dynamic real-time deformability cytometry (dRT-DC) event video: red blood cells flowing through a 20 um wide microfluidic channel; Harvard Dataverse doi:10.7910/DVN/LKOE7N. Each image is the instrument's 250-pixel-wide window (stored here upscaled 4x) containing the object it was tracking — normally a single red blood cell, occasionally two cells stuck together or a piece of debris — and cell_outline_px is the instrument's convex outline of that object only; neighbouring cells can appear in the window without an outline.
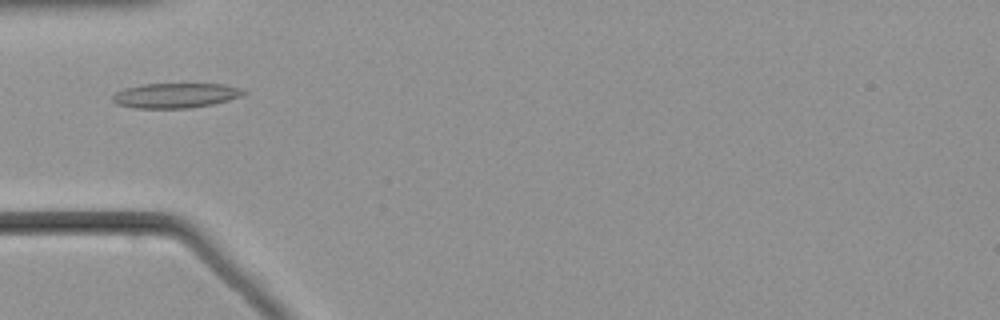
{"species": "common noctule bat (a hibernating species)", "species_latin": "Nyctalus noctula", "temperature_condition": "warm", "stored_images_in_passage": 37, "camera_frame_rate_fps": 3000, "um_per_image_px": 0.085, "animal": {"sex": "male", "body_mass_g": 21.5, "forearm_length_mm": 52.0}, "frame": {"image": 1, "passage_image": 1, "time_ms": 0.0, "image_size_px": [1000, 320], "cell_outline_px": [[248, 92], [240, 96], [228, 100], [212, 104], [188, 108], [132, 108], [116, 104], [112, 100], [112, 96], [116, 92], [124, 88], [140, 84], [224, 84], [240, 88]], "centroid_in_image_um": [14.88, 8.11], "position_along_channel_um": 70.1, "area_um2": 19.02}}
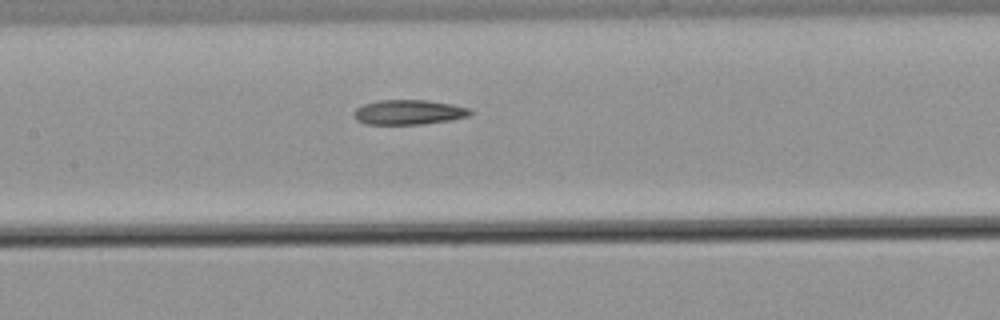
{"frame": {"image": 2, "passage_image": 9, "time_ms": 2.667, "image_size_px": [1000, 320], "cell_outline_px": [[472, 112], [468, 116], [448, 120], [420, 124], [364, 124], [356, 120], [352, 112], [356, 108], [364, 104], [376, 100], [424, 100], [452, 104], [468, 108]], "centroid_in_image_um": [34.67, 9.53], "position_along_channel_um": 172.7, "area_um2": 16.7}}
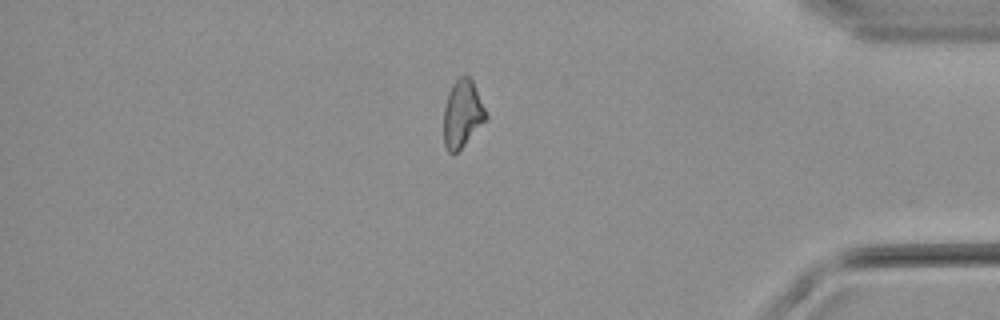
{"frame": {"image": 3, "passage_image": 29, "time_ms": 9.333, "image_size_px": [1000, 320], "cell_outline_px": [[488, 116], [464, 144], [456, 152], [448, 152], [444, 144], [444, 108], [448, 92], [452, 84], [460, 76], [468, 76], [472, 80]], "centroid_in_image_um": [39.28, 9.65], "position_along_channel_um": 395.9, "area_um2": 16.13}}